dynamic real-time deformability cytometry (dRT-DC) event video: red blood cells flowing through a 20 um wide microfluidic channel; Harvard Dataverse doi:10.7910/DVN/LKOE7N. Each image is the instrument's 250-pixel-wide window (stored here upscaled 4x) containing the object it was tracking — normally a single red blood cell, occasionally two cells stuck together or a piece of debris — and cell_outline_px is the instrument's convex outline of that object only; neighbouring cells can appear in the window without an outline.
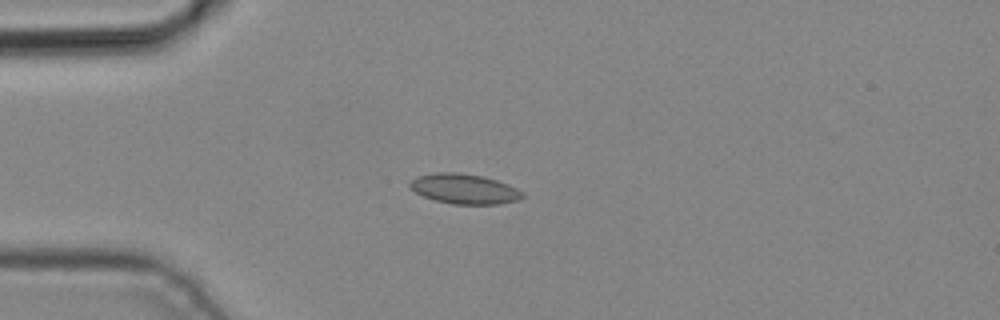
{"species": "common noctule bat (a hibernating species)", "species_latin": "Nyctalus noctula", "temperature_condition": "cold", "stored_images_in_passage": 4, "camera_frame_rate_fps": 3000, "um_per_image_px": 0.085, "animal": {"sex": "male", "body_mass_g": 19.2, "forearm_length_mm": 51.8}, "frame": {"image": 1, "passage_image": 4, "time_ms": 1.0, "image_size_px": [1000, 320], "cell_outline_px": [[524, 196], [520, 200], [500, 204], [452, 204], [436, 200], [424, 196], [408, 188], [408, 184], [416, 176], [436, 172], [456, 172], [480, 176], [496, 180], [508, 184], [524, 192]], "centroid_in_image_um": [39.47, 16.06], "position_along_channel_um": 45.5, "area_um2": 19.71}}